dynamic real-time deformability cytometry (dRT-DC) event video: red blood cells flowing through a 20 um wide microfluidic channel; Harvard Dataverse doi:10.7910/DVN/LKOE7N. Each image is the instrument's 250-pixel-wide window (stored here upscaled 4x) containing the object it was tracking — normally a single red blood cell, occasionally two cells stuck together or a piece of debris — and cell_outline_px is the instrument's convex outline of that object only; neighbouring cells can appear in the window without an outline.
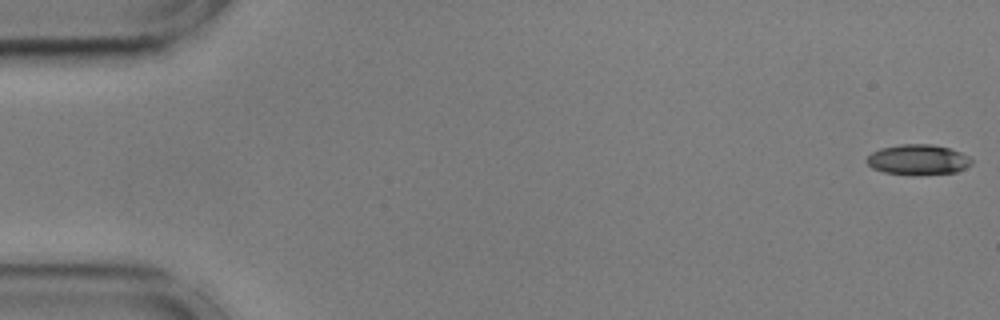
{"species": "common noctule bat (a hibernating species)", "species_latin": "Nyctalus noctula", "temperature_condition": "cold", "stored_images_in_passage": 17, "camera_frame_rate_fps": 3000, "um_per_image_px": 0.085, "animal": {"sex": "male", "body_mass_g": 17.9, "forearm_length_mm": 54.2}, "frame": {"image": 1, "passage_image": 1, "time_ms": 0.0, "image_size_px": [1000, 320], "cell_outline_px": [[972, 164], [956, 172], [884, 172], [872, 168], [864, 160], [872, 152], [880, 148], [900, 144], [932, 144], [948, 148], [960, 152], [968, 156], [972, 160]], "centroid_in_image_um": [78.0, 13.51], "position_along_channel_um": 7.0, "area_um2": 17.69}}
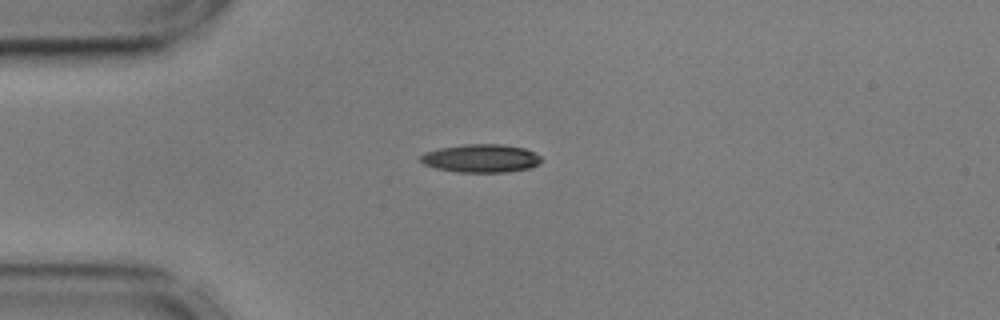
{"frame": {"image": 2, "passage_image": 14, "time_ms": 4.333, "image_size_px": [1000, 320], "cell_outline_px": [[540, 164], [528, 168], [508, 172], [456, 172], [436, 168], [424, 164], [420, 160], [420, 156], [424, 152], [440, 148], [464, 144], [500, 144], [524, 148], [540, 156]], "centroid_in_image_um": [40.86, 13.46], "position_along_channel_um": 44.1, "area_um2": 19.77}}